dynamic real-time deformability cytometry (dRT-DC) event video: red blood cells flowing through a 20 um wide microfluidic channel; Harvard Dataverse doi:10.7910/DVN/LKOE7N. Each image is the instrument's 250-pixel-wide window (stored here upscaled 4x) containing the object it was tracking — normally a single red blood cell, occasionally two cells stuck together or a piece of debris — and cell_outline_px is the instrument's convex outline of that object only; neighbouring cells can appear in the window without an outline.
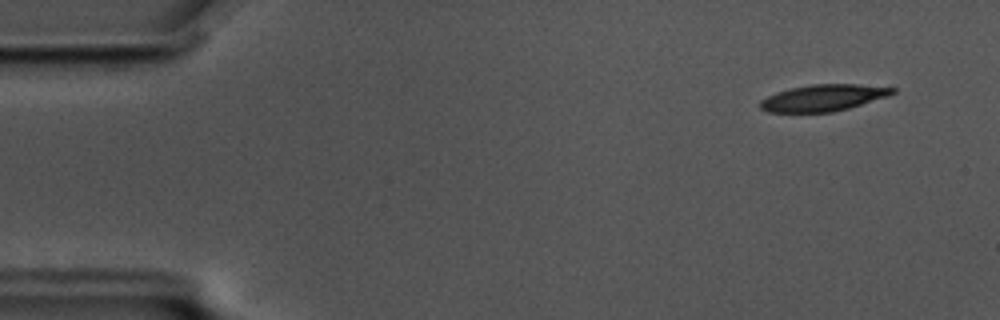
{"species": "common noctule bat (a hibernating species)", "species_latin": "Nyctalus noctula", "temperature_condition": "cold", "stored_images_in_passage": 57, "camera_frame_rate_fps": 3000, "um_per_image_px": 0.085, "animal": {"sex": "male", "body_mass_g": 17.5, "forearm_length_mm": 52.3}, "frame": {"image": 1, "passage_image": 4, "time_ms": 1.0, "image_size_px": [1000, 320], "cell_outline_px": [[896, 92], [888, 96], [848, 108], [832, 112], [768, 112], [760, 108], [760, 100], [776, 92], [792, 88], [812, 84], [856, 84], [896, 88]], "centroid_in_image_um": [69.97, 8.31], "position_along_channel_um": 15.0, "area_um2": 20.29}}
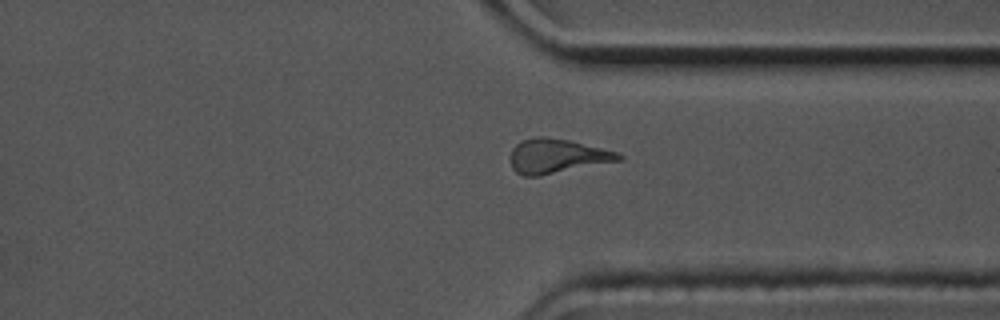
{"frame": {"image": 2, "passage_image": 43, "time_ms": 14.0, "image_size_px": [1000, 320], "cell_outline_px": [[624, 160], [540, 176], [524, 176], [516, 172], [512, 168], [512, 148], [520, 140], [532, 136], [544, 136], [568, 140], [616, 152], [624, 156]], "centroid_in_image_um": [47.34, 13.27], "position_along_channel_um": 364.1, "area_um2": 21.73}}
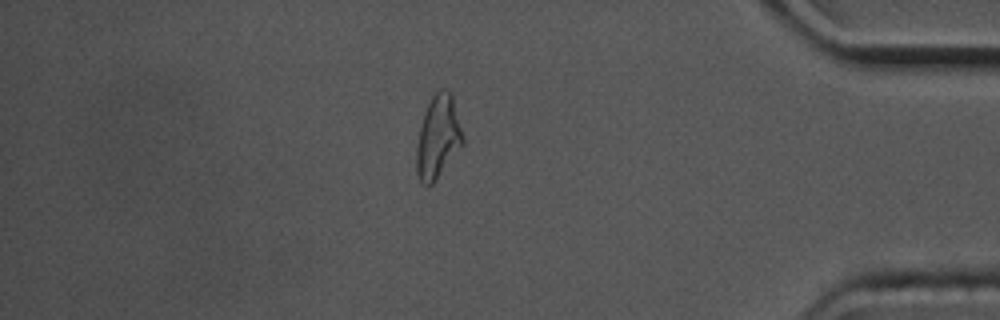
{"frame": {"image": 3, "passage_image": 49, "time_ms": 16.0, "image_size_px": [1000, 320], "cell_outline_px": [[464, 144], [436, 180], [428, 188], [420, 180], [416, 172], [416, 148], [420, 128], [424, 112], [432, 96], [440, 88], [444, 88], [452, 92], [464, 136]], "centroid_in_image_um": [37.25, 11.64], "position_along_channel_um": 397.9, "area_um2": 22.72}, "authors_computed_cell_mechanics": {"area_um2": 21.7328, "velocity_mm_per_s": 3.4748, "shape_relaxation_time_tau1_ms": 5.1306, "shape_relaxation_time_tau2_ms": null, "deformation_change_tau1": 0.1679, "deformation_change_tau2": null}}